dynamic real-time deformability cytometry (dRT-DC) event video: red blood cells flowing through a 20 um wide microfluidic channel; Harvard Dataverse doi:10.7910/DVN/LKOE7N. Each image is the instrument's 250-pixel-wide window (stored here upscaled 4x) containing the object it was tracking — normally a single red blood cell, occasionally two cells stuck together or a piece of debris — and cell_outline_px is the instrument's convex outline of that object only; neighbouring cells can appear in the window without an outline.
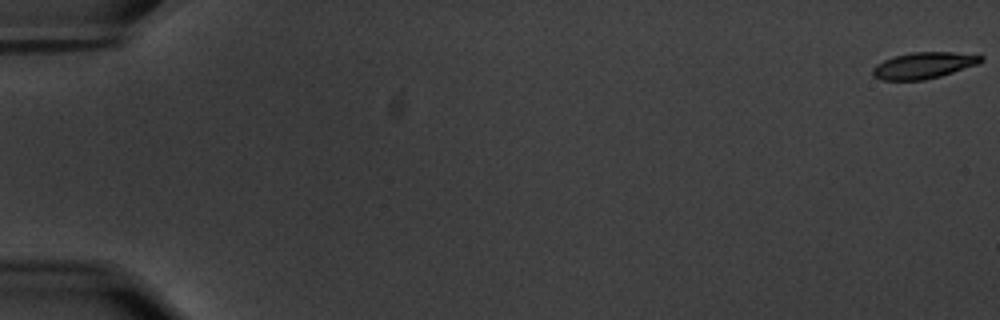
{"species": "common noctule bat (a hibernating species)", "species_latin": "Nyctalus noctula", "temperature_condition": "warm", "stored_images_in_passage": 59, "camera_frame_rate_fps": 3000, "um_per_image_px": 0.085, "animal": {"sex": "male", "body_mass_g": 20.1, "forearm_length_mm": 53.5}, "frame": {"image": 1, "passage_image": 1, "time_ms": 0.0, "image_size_px": [1000, 320], "cell_outline_px": [[984, 60], [976, 64], [940, 76], [924, 80], [884, 80], [872, 76], [872, 68], [876, 64], [892, 56], [912, 52], [980, 52], [984, 56]], "centroid_in_image_um": [78.55, 5.53], "position_along_channel_um": 6.4, "area_um2": 16.94}}
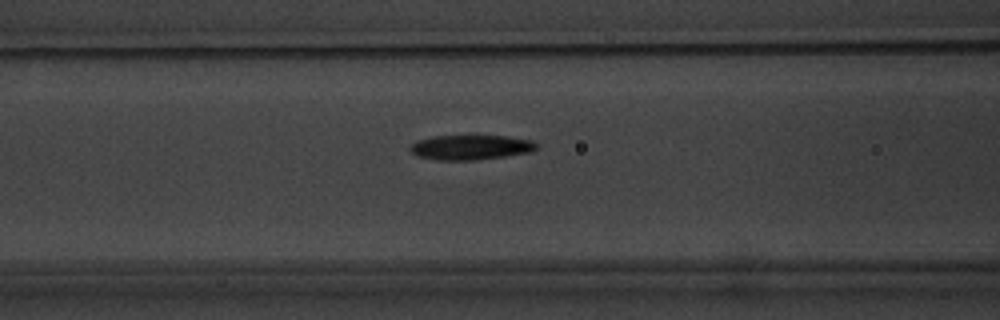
{"frame": {"image": 2, "passage_image": 26, "time_ms": 8.333, "image_size_px": [1000, 320], "cell_outline_px": [[536, 148], [528, 152], [504, 156], [472, 160], [436, 160], [416, 156], [408, 148], [412, 144], [420, 140], [432, 136], [508, 136], [532, 140], [536, 144]], "centroid_in_image_um": [39.97, 12.52], "position_along_channel_um": 126.6, "area_um2": 18.03}}
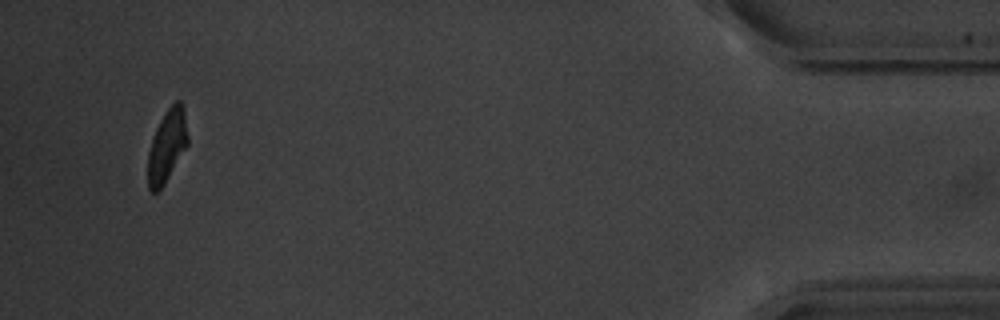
{"frame": {"image": 3, "passage_image": 57, "time_ms": 18.667, "image_size_px": [1000, 320], "cell_outline_px": [[188, 144], [164, 184], [156, 192], [152, 192], [148, 188], [148, 152], [156, 128], [164, 112], [176, 100], [180, 100], [184, 108], [188, 136]], "centroid_in_image_um": [14.2, 12.37], "position_along_channel_um": 421.0, "area_um2": 16.7}, "authors_computed_cell_mechanics": {"area_um2": 18.1492, "velocity_mm_per_s": 3.5236, "shape_relaxation_time_tau1_ms": 3.1463, "shape_relaxation_time_tau2_ms": 5.3954, "deformation_change_tau1": 0.1531, "deformation_change_tau2": 0.1245}}